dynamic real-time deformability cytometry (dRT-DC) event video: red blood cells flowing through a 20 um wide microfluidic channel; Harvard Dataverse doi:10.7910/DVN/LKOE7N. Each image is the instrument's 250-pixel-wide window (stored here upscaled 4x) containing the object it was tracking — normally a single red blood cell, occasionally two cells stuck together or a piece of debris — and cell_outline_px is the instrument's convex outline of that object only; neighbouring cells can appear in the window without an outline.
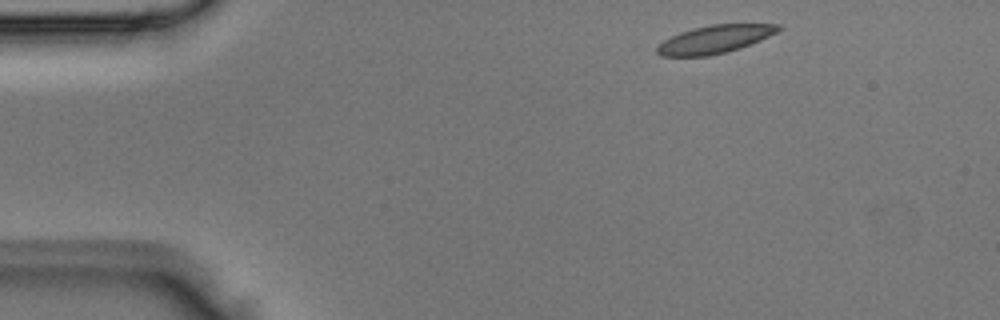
{"species": "Egyptian fruit bat (a non-hibernating species)", "species_latin": "Rousettus aegyptiacus", "temperature_condition": "room temperature", "stored_images_in_passage": 2, "camera_frame_rate_fps": 3000, "um_per_image_px": 0.085, "animal": {"sex": "male"}, "frame": {"image": 1, "passage_image": 1, "time_ms": 0.0, "image_size_px": [1000, 320], "cell_outline_px": [[784, 28], [760, 40], [740, 48], [708, 56], [660, 56], [656, 52], [656, 48], [664, 40], [680, 32], [692, 28], [708, 24], [780, 24]], "centroid_in_image_um": [60.75, 3.33], "position_along_channel_um": 24.3, "area_um2": 19.71}}